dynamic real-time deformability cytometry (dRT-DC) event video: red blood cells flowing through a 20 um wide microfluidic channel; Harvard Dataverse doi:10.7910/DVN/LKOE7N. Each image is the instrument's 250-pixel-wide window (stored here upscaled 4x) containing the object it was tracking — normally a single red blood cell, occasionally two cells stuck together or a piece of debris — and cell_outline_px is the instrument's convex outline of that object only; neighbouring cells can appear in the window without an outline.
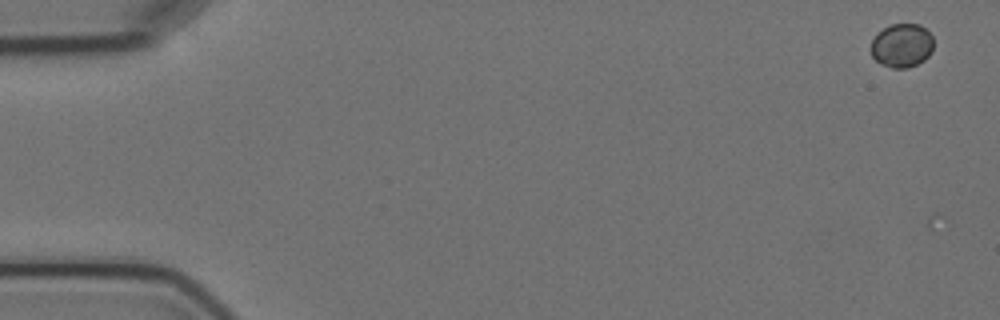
{"species": "Egyptian fruit bat (a non-hibernating species)", "species_latin": "Rousettus aegyptiacus", "temperature_condition": "cold", "stored_images_in_passage": 5, "camera_frame_rate_fps": 3000, "um_per_image_px": 0.085, "animal": {"sex": "female"}, "frame": {"image": 1, "passage_image": 1, "time_ms": 0.0, "image_size_px": [1000, 320], "cell_outline_px": [[932, 52], [924, 60], [908, 68], [892, 68], [880, 64], [872, 56], [872, 40], [876, 32], [892, 24], [920, 24], [932, 36]], "centroid_in_image_um": [76.64, 3.87], "position_along_channel_um": 8.4, "area_um2": 15.95}}
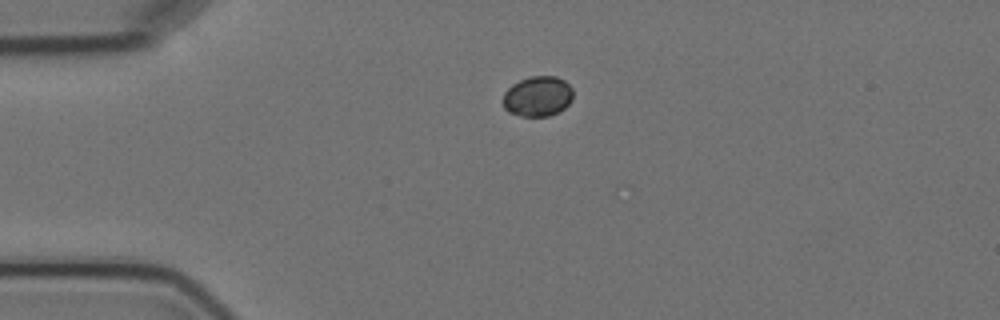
{"frame": {"image": 2, "passage_image": 4, "time_ms": 4.0, "image_size_px": [1000, 320], "cell_outline_px": [[572, 100], [564, 108], [548, 116], [520, 116], [508, 112], [504, 108], [504, 92], [512, 84], [520, 80], [532, 76], [556, 76], [564, 80], [572, 88]], "centroid_in_image_um": [45.7, 8.18], "position_along_channel_um": 39.3, "area_um2": 16.36}}